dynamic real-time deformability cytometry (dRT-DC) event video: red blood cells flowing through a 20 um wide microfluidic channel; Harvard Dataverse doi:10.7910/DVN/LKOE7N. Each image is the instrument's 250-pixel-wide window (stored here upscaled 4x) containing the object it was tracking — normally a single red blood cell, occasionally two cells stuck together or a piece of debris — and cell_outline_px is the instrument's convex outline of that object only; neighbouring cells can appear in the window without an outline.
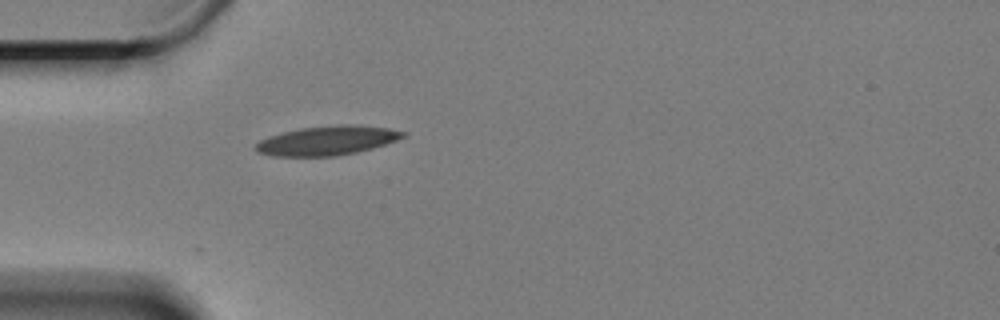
{"species": "Egyptian fruit bat (a non-hibernating species)", "species_latin": "Rousettus aegyptiacus", "temperature_condition": "cold", "stored_images_in_passage": 13, "camera_frame_rate_fps": 3000, "um_per_image_px": 0.085, "animal": {"sex": "female"}, "frame": {"image": 1, "passage_image": 1, "time_ms": 0.0, "image_size_px": [1000, 320], "cell_outline_px": [[408, 132], [404, 136], [396, 140], [372, 148], [356, 152], [336, 156], [272, 156], [256, 152], [252, 148], [260, 140], [268, 136], [300, 128], [340, 124], [352, 124], [388, 128]], "centroid_in_image_um": [27.77, 11.95], "position_along_channel_um": 57.2, "area_um2": 25.14}}
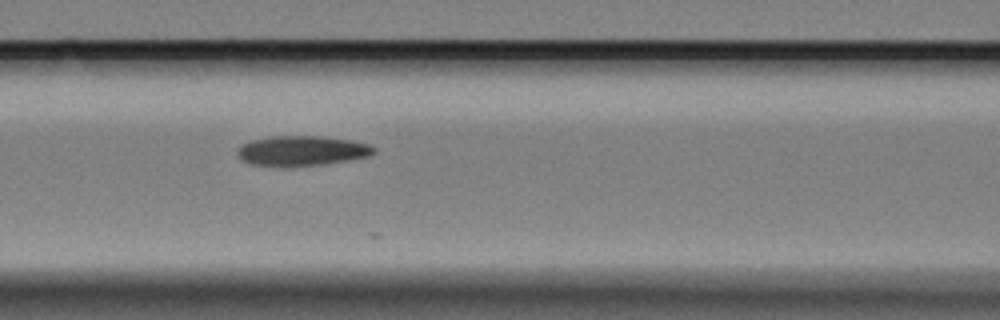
{"frame": {"image": 2, "passage_image": 9, "time_ms": 2.667, "image_size_px": [1000, 320], "cell_outline_px": [[376, 152], [372, 156], [324, 164], [288, 168], [252, 164], [244, 160], [236, 152], [244, 144], [252, 140], [272, 136], [320, 136], [348, 140], [368, 144], [376, 148]], "centroid_in_image_um": [25.7, 12.84], "position_along_channel_um": 140.9, "area_um2": 23.93}}
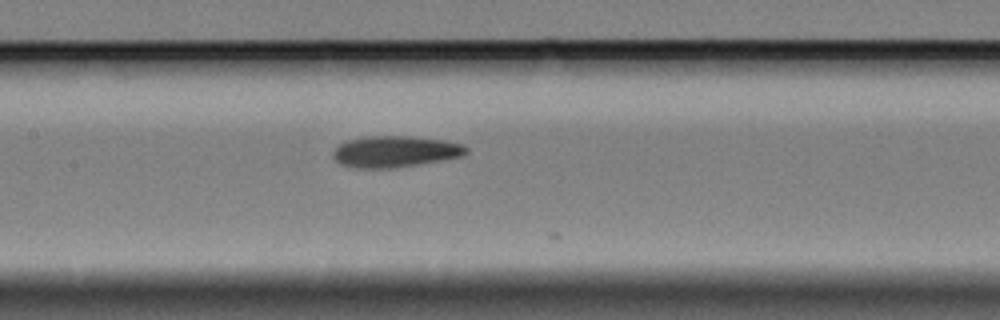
{"frame": {"image": 3, "passage_image": 12, "time_ms": 3.667, "image_size_px": [1000, 320], "cell_outline_px": [[468, 152], [464, 156], [392, 168], [356, 168], [340, 164], [332, 156], [332, 152], [340, 144], [348, 140], [368, 136], [408, 136], [444, 140], [464, 144], [468, 148]], "centroid_in_image_um": [33.6, 12.88], "position_along_channel_um": 173.8, "area_um2": 24.22}}